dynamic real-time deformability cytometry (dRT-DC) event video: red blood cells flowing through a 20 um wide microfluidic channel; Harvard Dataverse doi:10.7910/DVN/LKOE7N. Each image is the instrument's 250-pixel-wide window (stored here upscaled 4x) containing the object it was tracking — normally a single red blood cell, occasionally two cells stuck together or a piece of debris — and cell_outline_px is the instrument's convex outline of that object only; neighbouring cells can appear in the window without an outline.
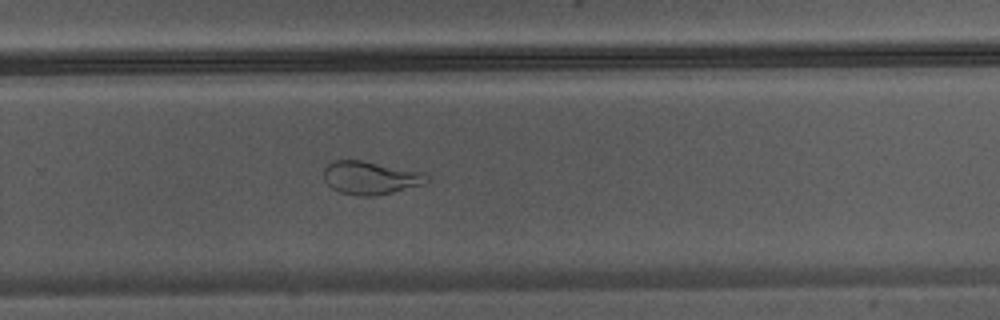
{"species": "Egyptian fruit bat (a non-hibernating species)", "species_latin": "Rousettus aegyptiacus", "temperature_condition": "warm", "stored_images_in_passage": 34, "camera_frame_rate_fps": 3000, "um_per_image_px": 0.085, "animal": {"sex": "male"}, "frame": {"image": 1, "passage_image": 20, "time_ms": 6.333, "image_size_px": [1000, 320], "cell_outline_px": [[432, 180], [420, 184], [392, 192], [372, 196], [360, 196], [340, 192], [332, 188], [324, 180], [324, 168], [328, 164], [336, 160], [360, 160], [424, 172], [432, 176]], "centroid_in_image_um": [31.5, 15.1], "position_along_channel_um": 298.3, "area_um2": 19.77}}
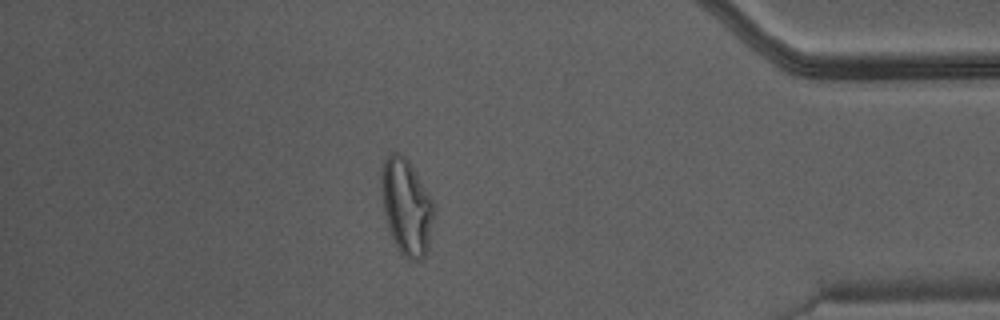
{"frame": {"image": 2, "passage_image": 29, "time_ms": 9.333, "image_size_px": [1000, 320], "cell_outline_px": [[436, 212], [428, 252], [420, 260], [408, 260], [396, 248], [388, 228], [384, 208], [380, 184], [380, 176], [384, 160], [392, 152], [400, 152], [408, 160], [432, 200], [436, 208]], "centroid_in_image_um": [34.57, 17.62], "position_along_channel_um": 400.6, "area_um2": 29.71}}